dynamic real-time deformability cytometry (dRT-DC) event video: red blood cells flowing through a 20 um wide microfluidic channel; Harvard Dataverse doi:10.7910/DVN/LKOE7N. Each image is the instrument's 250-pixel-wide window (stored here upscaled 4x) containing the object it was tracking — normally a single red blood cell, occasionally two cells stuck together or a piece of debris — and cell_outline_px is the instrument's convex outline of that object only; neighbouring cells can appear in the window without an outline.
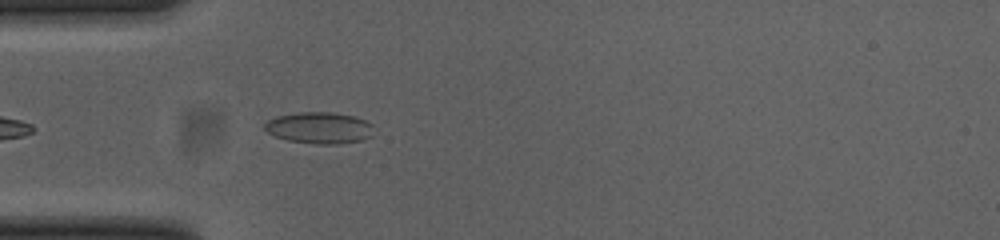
{"species": "common noctule bat (a hibernating species)", "species_latin": "Nyctalus noctula", "temperature_condition": "cold", "stored_images_in_passage": 21, "camera_frame_rate_fps": 3000, "um_per_image_px": 0.085, "animal": {"sex": "female", "body_mass_g": 23.0, "forearm_length_mm": 53.4}, "frame": {"image": 1, "passage_image": 4, "time_ms": 1.0, "image_size_px": [1000, 240], "cell_outline_px": [[372, 136], [360, 140], [336, 144], [316, 144], [288, 140], [276, 136], [268, 132], [264, 128], [264, 124], [268, 120], [276, 116], [296, 112], [332, 112], [356, 116], [372, 124]], "centroid_in_image_um": [27.14, 10.85], "position_along_channel_um": 57.9, "area_um2": 20.0}}
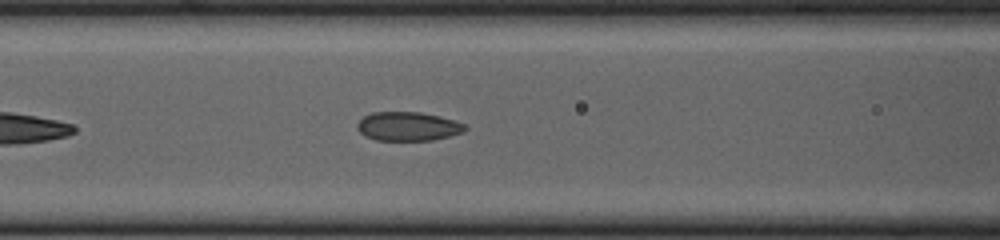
{"frame": {"image": 2, "passage_image": 10, "time_ms": 3.0, "image_size_px": [1000, 240], "cell_outline_px": [[468, 128], [464, 132], [432, 140], [376, 140], [364, 136], [356, 128], [356, 124], [364, 116], [372, 112], [420, 112], [440, 116], [464, 124]], "centroid_in_image_um": [34.65, 10.74], "position_along_channel_um": 131.9, "area_um2": 18.15}}